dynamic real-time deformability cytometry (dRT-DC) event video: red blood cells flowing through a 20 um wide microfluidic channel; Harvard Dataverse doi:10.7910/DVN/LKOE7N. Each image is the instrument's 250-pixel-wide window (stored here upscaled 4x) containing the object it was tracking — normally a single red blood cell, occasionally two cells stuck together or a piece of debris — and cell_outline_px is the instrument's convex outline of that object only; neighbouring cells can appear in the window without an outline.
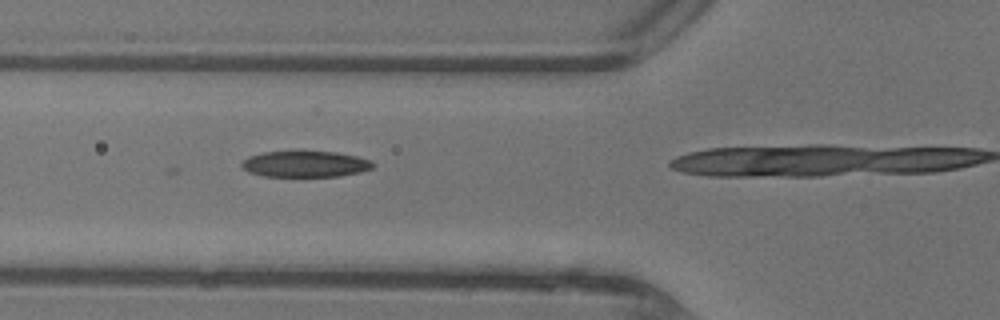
{"species": "common noctule bat (a hibernating species)", "species_latin": "Nyctalus noctula", "temperature_condition": "warm", "stored_images_in_passage": 13, "camera_frame_rate_fps": 3000, "um_per_image_px": 0.085, "animal": {"sex": "female"}, "frame": {"image": 1, "passage_image": 10, "time_ms": 3.0, "image_size_px": [1000, 320], "cell_outline_px": [[376, 164], [372, 168], [360, 172], [340, 176], [264, 176], [248, 172], [240, 164], [248, 156], [264, 152], [336, 152], [356, 156], [372, 160]], "centroid_in_image_um": [25.97, 13.95], "position_along_channel_um": 99.8, "area_um2": 19.83}}